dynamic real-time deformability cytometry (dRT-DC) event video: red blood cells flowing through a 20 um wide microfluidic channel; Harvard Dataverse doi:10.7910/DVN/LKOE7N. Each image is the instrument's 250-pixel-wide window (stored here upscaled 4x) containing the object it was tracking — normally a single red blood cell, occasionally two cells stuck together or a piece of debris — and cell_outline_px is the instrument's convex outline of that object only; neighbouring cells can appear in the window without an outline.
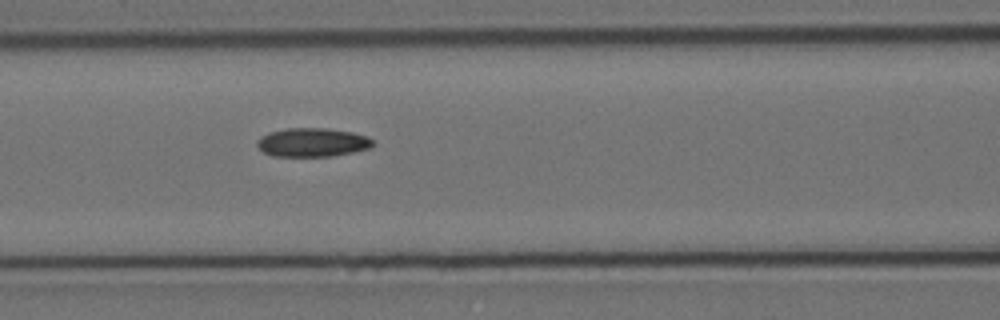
{"species": "Egyptian fruit bat (a non-hibernating species)", "species_latin": "Rousettus aegyptiacus", "temperature_condition": "cold", "stored_images_in_passage": 4, "camera_frame_rate_fps": 3000, "um_per_image_px": 0.085, "animal": {"sex": "female"}, "frame": {"image": 1, "passage_image": 4, "time_ms": 1.0, "image_size_px": [1000, 320], "cell_outline_px": [[376, 144], [368, 148], [352, 152], [332, 156], [272, 156], [264, 152], [256, 144], [256, 140], [260, 136], [268, 132], [288, 128], [328, 128], [352, 132], [368, 136]], "centroid_in_image_um": [26.54, 12.09], "position_along_channel_um": 140.1, "area_um2": 19.48}}